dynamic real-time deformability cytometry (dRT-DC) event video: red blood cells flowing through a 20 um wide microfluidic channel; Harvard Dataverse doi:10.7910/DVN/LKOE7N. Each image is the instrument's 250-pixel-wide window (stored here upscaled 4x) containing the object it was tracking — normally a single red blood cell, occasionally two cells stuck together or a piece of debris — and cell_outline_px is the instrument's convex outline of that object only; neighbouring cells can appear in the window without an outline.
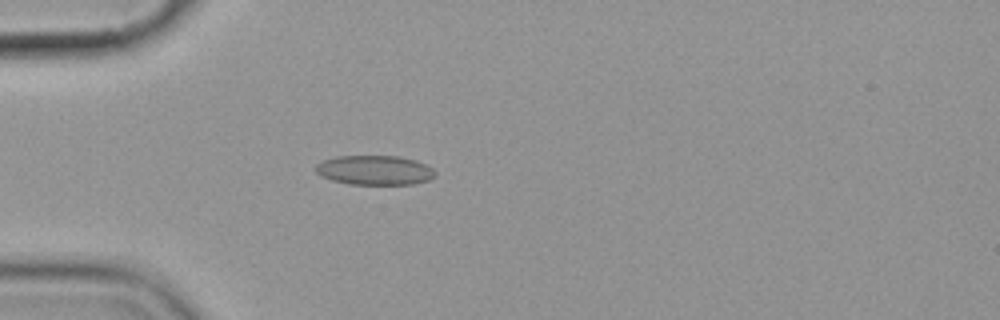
{"species": "common noctule bat (a hibernating species)", "species_latin": "Nyctalus noctula", "temperature_condition": "cold", "stored_images_in_passage": 5, "camera_frame_rate_fps": 3000, "um_per_image_px": 0.085, "animal": {"sex": "female", "body_mass_g": 19.9}, "frame": {"image": 1, "passage_image": 5, "time_ms": 4.667, "image_size_px": [1000, 320], "cell_outline_px": [[436, 176], [428, 180], [412, 184], [348, 184], [332, 180], [320, 176], [316, 172], [316, 164], [324, 160], [336, 156], [400, 156], [416, 160], [432, 168], [436, 172]], "centroid_in_image_um": [31.85, 14.46], "position_along_channel_um": 53.2, "area_um2": 20.58}}